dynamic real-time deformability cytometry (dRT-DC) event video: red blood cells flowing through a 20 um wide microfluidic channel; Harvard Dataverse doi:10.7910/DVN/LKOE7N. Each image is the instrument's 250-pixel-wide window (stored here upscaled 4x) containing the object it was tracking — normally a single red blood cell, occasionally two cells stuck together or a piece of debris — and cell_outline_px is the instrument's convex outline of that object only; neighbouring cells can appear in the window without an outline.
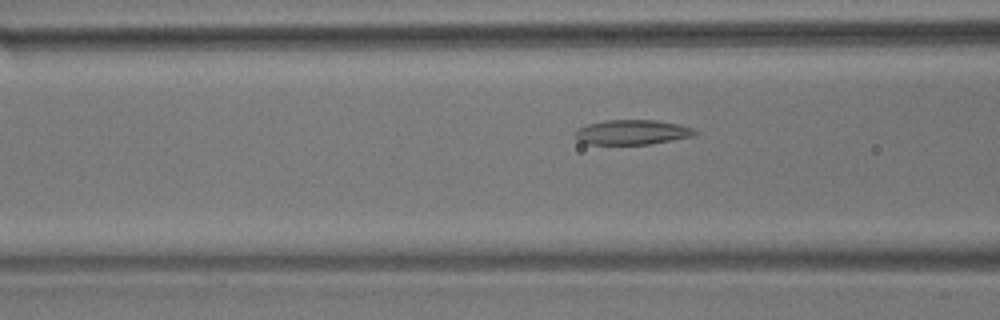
{"species": "common noctule bat (a hibernating species)", "species_latin": "Nyctalus noctula", "temperature_condition": "room temperature", "stored_images_in_passage": 39, "camera_frame_rate_fps": 3000, "um_per_image_px": 0.085, "animal": {"sex": "male", "body_mass_g": 17.9}, "frame": {"image": 1, "passage_image": 10, "time_ms": 3.0, "image_size_px": [1000, 320], "cell_outline_px": [[700, 132], [692, 136], [648, 144], [588, 144], [580, 140], [576, 136], [576, 128], [588, 124], [604, 120], [656, 120], [680, 124], [692, 128]], "centroid_in_image_um": [53.75, 11.22], "position_along_channel_um": 112.9, "area_um2": 17.17}}
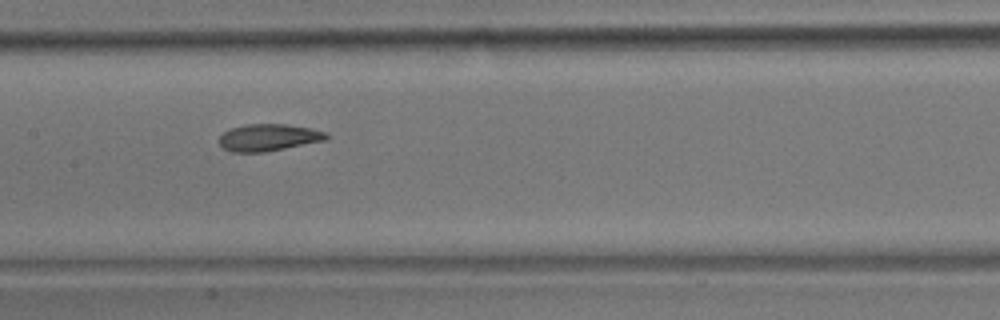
{"frame": {"image": 2, "passage_image": 16, "time_ms": 5.0, "image_size_px": [1000, 320], "cell_outline_px": [[332, 136], [328, 140], [264, 152], [232, 152], [224, 148], [220, 144], [220, 136], [228, 128], [248, 124], [284, 124], [312, 128], [328, 132]], "centroid_in_image_um": [22.9, 11.68], "position_along_channel_um": 184.5, "area_um2": 17.05}}
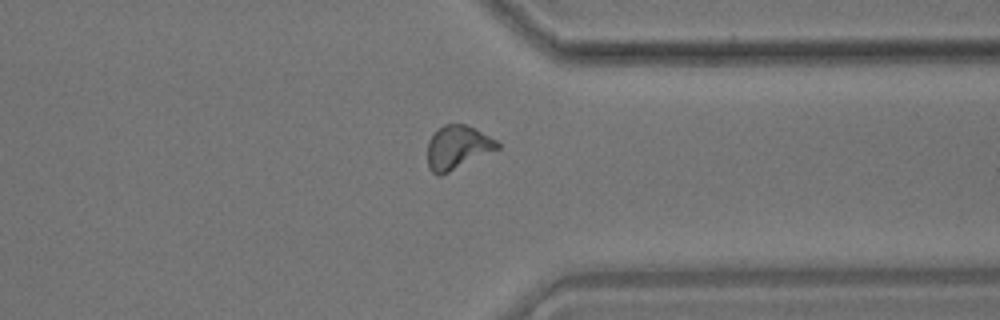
{"frame": {"image": 3, "passage_image": 32, "time_ms": 10.333, "image_size_px": [1000, 320], "cell_outline_px": [[500, 148], [440, 176], [432, 172], [428, 168], [428, 140], [444, 124], [464, 124], [496, 140], [500, 144]], "centroid_in_image_um": [38.87, 12.55], "position_along_channel_um": 372.5, "area_um2": 17.4}, "authors_computed_cell_mechanics": {"area_um2": 17.1666, "velocity_mm_per_s": 3.577, "shape_relaxation_time_tau1_ms": 7.6831, "shape_relaxation_time_tau2_ms": 2.3962, "deformation_change_tau1": 0.1691, "deformation_change_tau2": 0.0976}}